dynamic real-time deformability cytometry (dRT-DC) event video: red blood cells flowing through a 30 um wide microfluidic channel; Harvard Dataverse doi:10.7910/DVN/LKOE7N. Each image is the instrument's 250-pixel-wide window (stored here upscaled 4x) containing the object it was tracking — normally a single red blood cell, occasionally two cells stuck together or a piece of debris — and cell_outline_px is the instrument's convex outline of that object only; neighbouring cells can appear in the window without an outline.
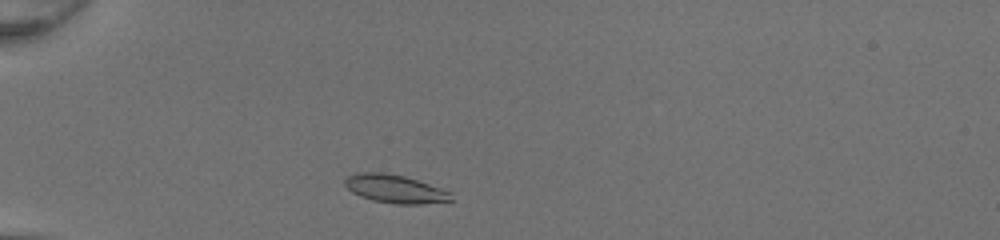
{"species": "common noctule bat (a hibernating species)", "species_latin": "Nyctalus noctula", "temperature_condition": "room temperature", "stored_images_in_passage": 34, "camera_frame_rate_fps": 3000, "um_per_image_px": 0.085, "animal": {"sex": "female", "body_mass_g": 20.0, "forearm_length_mm": 54.0}, "frame": {"image": 1, "passage_image": 3, "time_ms": 0.667, "image_size_px": [1000, 240], "cell_outline_px": [[452, 200], [420, 204], [392, 204], [372, 200], [360, 196], [352, 192], [344, 184], [344, 176], [356, 172], [384, 172], [404, 176], [452, 192]], "centroid_in_image_um": [33.52, 16.04], "position_along_channel_um": 51.5, "area_um2": 17.57}}
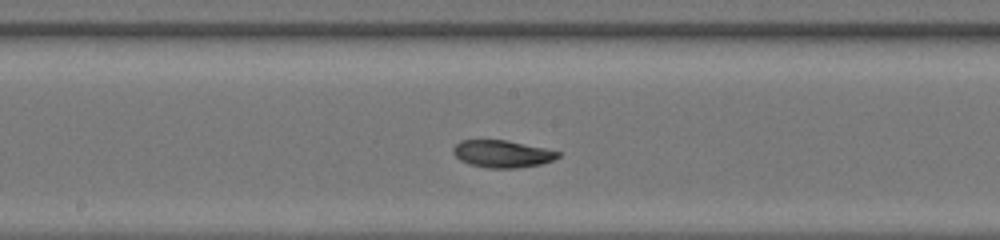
{"frame": {"image": 2, "passage_image": 16, "time_ms": 5.0, "image_size_px": [1000, 240], "cell_outline_px": [[560, 156], [552, 160], [540, 164], [520, 168], [488, 168], [468, 164], [460, 160], [452, 152], [452, 148], [460, 140], [504, 140], [544, 148], [560, 152]], "centroid_in_image_um": [42.65, 13.08], "position_along_channel_um": 205.5, "area_um2": 16.59}}
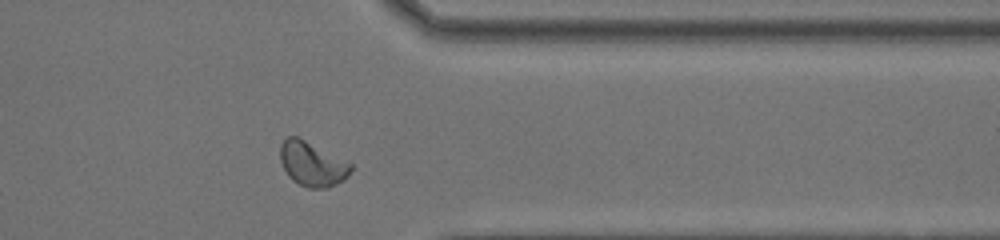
{"frame": {"image": 3, "passage_image": 29, "time_ms": 9.333, "image_size_px": [1000, 240], "cell_outline_px": [[352, 168], [348, 176], [344, 180], [328, 188], [308, 188], [292, 180], [288, 176], [280, 160], [280, 144], [288, 136], [296, 136], [352, 164]], "centroid_in_image_um": [26.52, 13.96], "position_along_channel_um": 384.9, "area_um2": 18.03}, "authors_computed_cell_mechanics": {"area_um2": 17.2533, "velocity_mm_per_s": 4.2137, "shape_relaxation_time_tau1_ms": 3.4677, "shape_relaxation_time_tau2_ms": 2.4357, "deformation_change_tau1": 0.1399, "deformation_change_tau2": 0.0508}}